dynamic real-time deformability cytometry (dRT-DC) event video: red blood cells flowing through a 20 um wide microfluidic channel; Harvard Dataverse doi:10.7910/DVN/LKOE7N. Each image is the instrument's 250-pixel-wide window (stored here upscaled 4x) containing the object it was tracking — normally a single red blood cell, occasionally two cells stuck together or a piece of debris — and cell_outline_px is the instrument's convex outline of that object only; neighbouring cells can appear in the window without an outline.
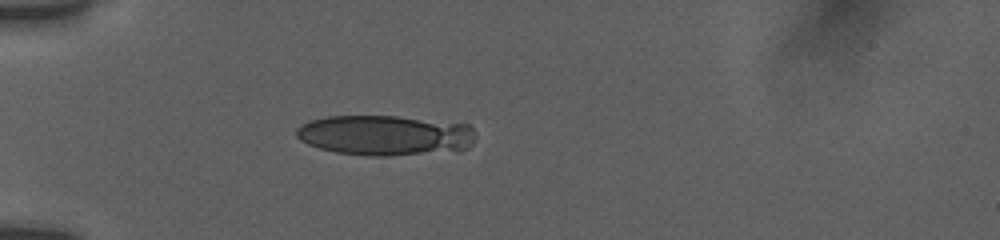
{"species": "human", "species_latin": "Homo sapiens", "temperature_condition": "room temperature", "stored_images_in_passage": 4, "camera_frame_rate_fps": 3000, "um_per_image_px": 0.085, "donor": {"sex": "female"}, "frame": {"image": 1, "passage_image": 1, "time_ms": 0.0, "image_size_px": [1000, 240], "cell_outline_px": [[476, 136], [472, 144], [468, 148], [460, 152], [388, 156], [368, 156], [336, 152], [320, 148], [308, 144], [300, 140], [296, 136], [296, 128], [300, 124], [312, 120], [328, 116], [396, 116], [468, 124], [472, 128]], "centroid_in_image_um": [32.78, 11.52], "position_along_channel_um": 52.2, "area_um2": 42.66}}